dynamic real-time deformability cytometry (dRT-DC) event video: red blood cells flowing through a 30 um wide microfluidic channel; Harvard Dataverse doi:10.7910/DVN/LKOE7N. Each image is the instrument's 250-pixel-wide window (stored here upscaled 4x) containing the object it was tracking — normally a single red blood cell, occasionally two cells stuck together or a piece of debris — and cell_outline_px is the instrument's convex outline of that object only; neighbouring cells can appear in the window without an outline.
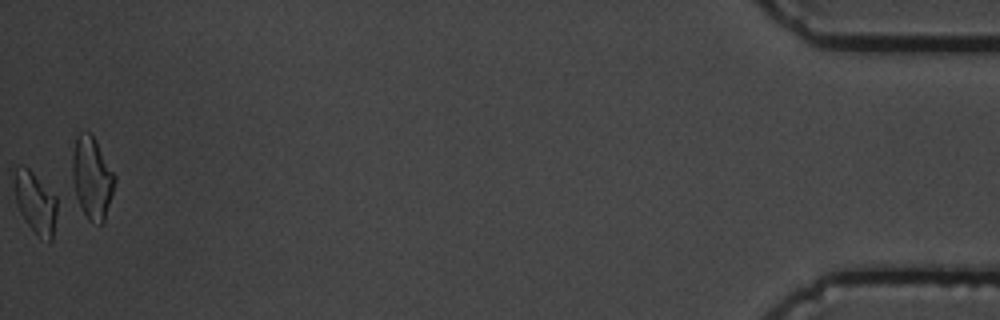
{"species": "common noctule bat (a hibernating species)", "species_latin": "Nyctalus noctula", "temperature_condition": "cold", "stored_images_in_passage": 15, "camera_frame_rate_fps": 3000, "um_per_image_px": 0.085, "animal": {"sex": "male", "body_mass_g": 19.5, "forearm_length_mm": 54.6}, "frame": {"image": 1, "passage_image": 15, "time_ms": 17.333, "image_size_px": [1000, 320], "cell_outline_px": [[56, 216], [52, 240], [48, 244], [40, 240], [36, 236], [24, 220], [16, 204], [12, 184], [12, 176], [16, 168], [28, 168], [56, 196]], "centroid_in_image_um": [2.98, 17.3], "position_along_channel_um": 432.2, "area_um2": 15.72}, "authors_computed_cell_mechanics": {"area_um2": 15.7794, "velocity_mm_per_s": 3.5713, "shape_relaxation_time_tau1_ms": 2.3678, "shape_relaxation_time_tau2_ms": 3.124, "deformation_change_tau1": 0.1201, "deformation_change_tau2": 0.1066}}